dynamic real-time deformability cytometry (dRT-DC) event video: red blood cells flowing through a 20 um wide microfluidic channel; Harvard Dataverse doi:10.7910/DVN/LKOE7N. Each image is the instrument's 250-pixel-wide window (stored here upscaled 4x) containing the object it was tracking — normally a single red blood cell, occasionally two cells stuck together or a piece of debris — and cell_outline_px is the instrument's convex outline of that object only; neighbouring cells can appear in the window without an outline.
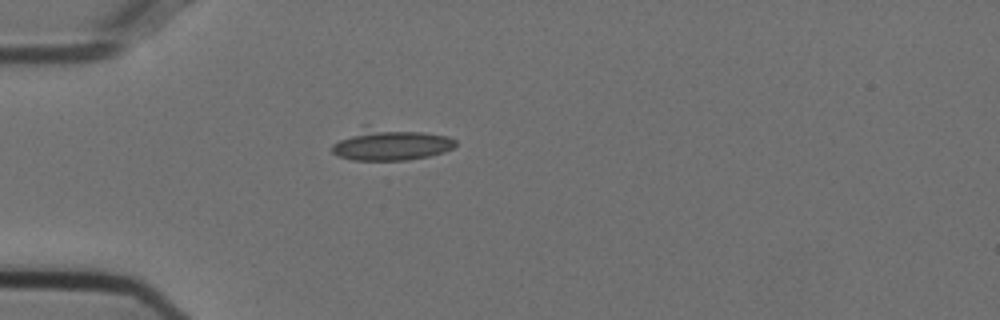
{"species": "Egyptian fruit bat (a non-hibernating species)", "species_latin": "Rousettus aegyptiacus", "temperature_condition": "cold", "stored_images_in_passage": 35, "camera_frame_rate_fps": 3000, "um_per_image_px": 0.085, "animal": {"sex": "female"}, "frame": {"image": 1, "passage_image": 1, "time_ms": 0.0, "image_size_px": [1000, 320], "cell_outline_px": [[456, 144], [452, 148], [444, 152], [428, 156], [408, 160], [352, 160], [336, 156], [332, 152], [332, 144], [364, 124], [424, 132], [448, 136], [456, 140]], "centroid_in_image_um": [33.16, 12.25], "position_along_channel_um": 51.8, "area_um2": 23.29}}
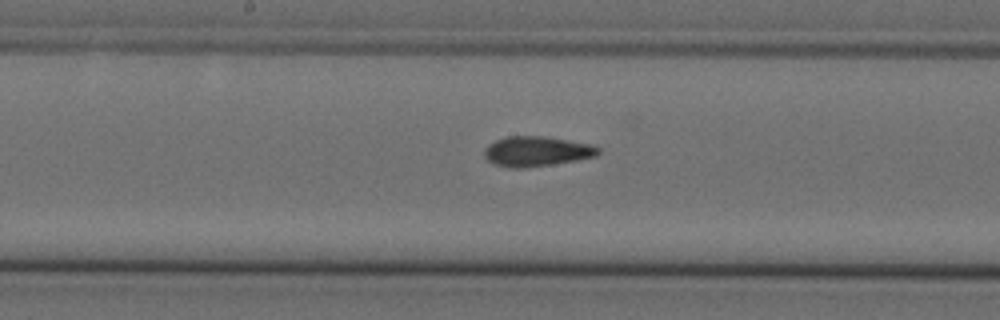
{"frame": {"image": 2, "passage_image": 14, "time_ms": 4.333, "image_size_px": [1000, 320], "cell_outline_px": [[600, 152], [596, 156], [576, 160], [552, 164], [524, 168], [508, 168], [492, 164], [484, 156], [484, 148], [488, 144], [496, 140], [508, 136], [544, 136], [592, 144], [600, 148]], "centroid_in_image_um": [45.59, 12.87], "position_along_channel_um": 202.6, "area_um2": 20.06}}
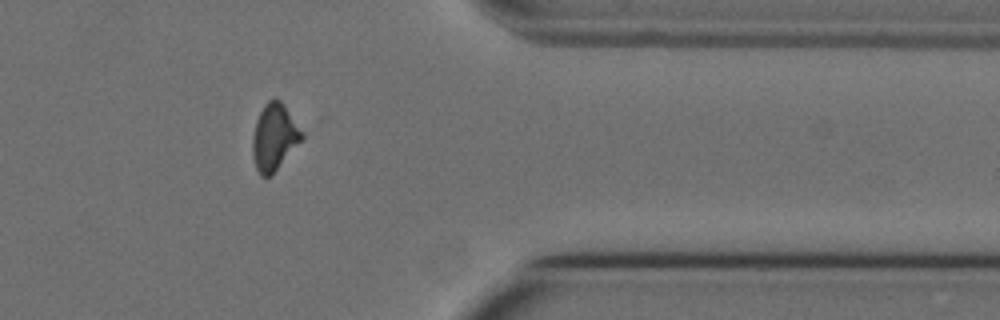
{"frame": {"image": 3, "passage_image": 30, "time_ms": 9.667, "image_size_px": [1000, 320], "cell_outline_px": [[304, 136], [272, 176], [260, 176], [256, 168], [252, 156], [252, 136], [256, 120], [264, 104], [268, 100], [276, 96], [284, 104], [304, 132]], "centroid_in_image_um": [23.3, 11.63], "position_along_channel_um": 388.1, "area_um2": 19.36}, "authors_computed_cell_mechanics": {"area_um2": 19.652, "velocity_mm_per_s": 3.7478, "shape_relaxation_time_tau1_ms": null, "shape_relaxation_time_tau2_ms": 2.4183, "deformation_change_tau1": null, "deformation_change_tau2": 0.0751}}